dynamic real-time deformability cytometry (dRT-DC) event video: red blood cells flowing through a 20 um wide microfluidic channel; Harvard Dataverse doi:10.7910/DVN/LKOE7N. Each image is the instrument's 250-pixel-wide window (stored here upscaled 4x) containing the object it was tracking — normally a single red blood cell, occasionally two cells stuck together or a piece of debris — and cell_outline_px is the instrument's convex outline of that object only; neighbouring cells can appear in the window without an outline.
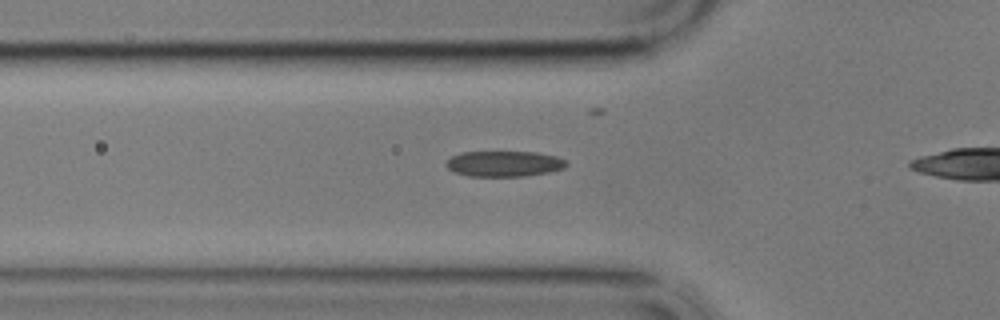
{"species": "common noctule bat (a hibernating species)", "species_latin": "Nyctalus noctula", "temperature_condition": "cold", "stored_images_in_passage": 39, "camera_frame_rate_fps": 3000, "um_per_image_px": 0.085, "animal": {"sex": "male", "body_mass_g": 17.9}, "frame": {"image": 1, "passage_image": 11, "time_ms": 3.333, "image_size_px": [1000, 320], "cell_outline_px": [[568, 164], [564, 168], [548, 172], [524, 176], [468, 176], [456, 172], [448, 168], [444, 164], [452, 156], [464, 152], [536, 152], [556, 156], [564, 160]], "centroid_in_image_um": [42.85, 13.91], "position_along_channel_um": 82.9, "area_um2": 17.8}}
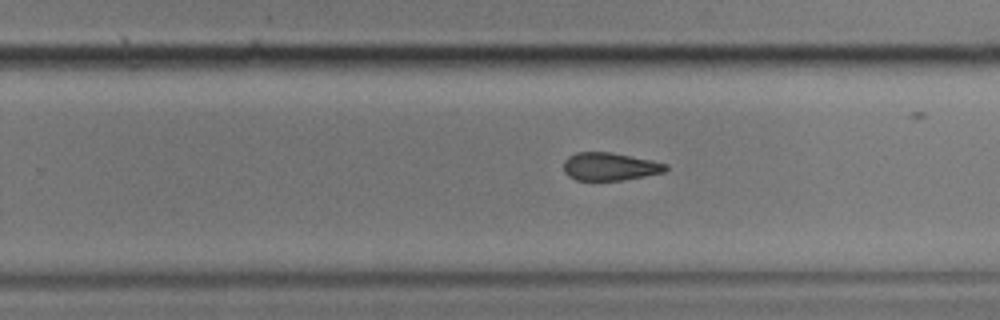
{"frame": {"image": 2, "passage_image": 28, "time_ms": 9.0, "image_size_px": [1000, 320], "cell_outline_px": [[668, 168], [664, 172], [644, 176], [620, 180], [576, 180], [568, 176], [564, 172], [564, 160], [568, 156], [576, 152], [612, 152], [652, 160], [668, 164]], "centroid_in_image_um": [51.82, 14.15], "position_along_channel_um": 278.0, "area_um2": 16.65}}
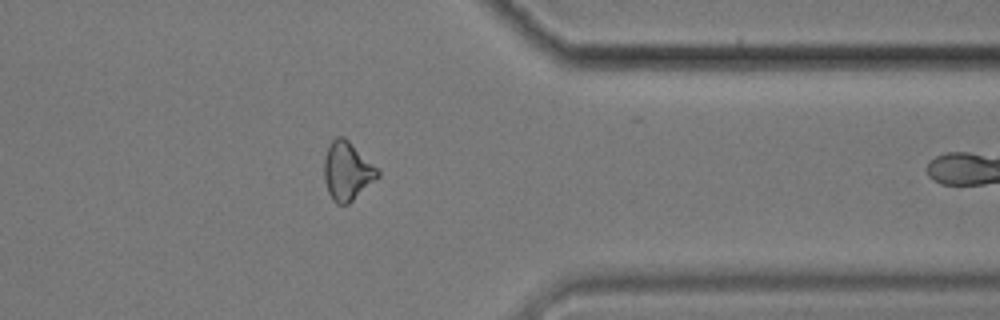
{"frame": {"image": 3, "passage_image": 38, "time_ms": 12.333, "image_size_px": [1000, 320], "cell_outline_px": [[380, 176], [348, 204], [336, 204], [332, 200], [328, 192], [324, 180], [324, 156], [328, 144], [336, 136], [344, 136], [380, 172]], "centroid_in_image_um": [29.47, 14.54], "position_along_channel_um": 381.9, "area_um2": 18.15}}